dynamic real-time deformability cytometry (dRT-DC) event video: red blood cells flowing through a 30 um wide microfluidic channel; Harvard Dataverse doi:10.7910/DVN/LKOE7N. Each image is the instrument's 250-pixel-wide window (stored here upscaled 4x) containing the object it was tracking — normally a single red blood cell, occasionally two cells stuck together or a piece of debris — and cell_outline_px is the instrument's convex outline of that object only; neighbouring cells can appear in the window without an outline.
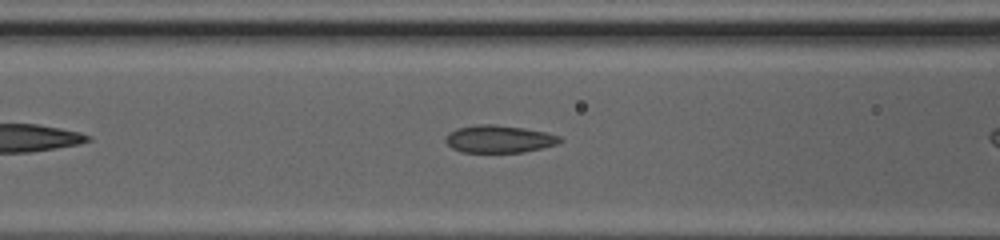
{"species": "common noctule bat (a hibernating species)", "species_latin": "Nyctalus noctula", "temperature_condition": "cold", "stored_images_in_passage": 8, "camera_frame_rate_fps": 3000, "um_per_image_px": 0.085, "animal": {"sex": "female", "body_mass_g": 20.0, "forearm_length_mm": 54.0}, "frame": {"image": 1, "passage_image": 6, "time_ms": 1.667, "image_size_px": [1000, 240], "cell_outline_px": [[564, 140], [560, 144], [524, 152], [460, 152], [452, 148], [444, 140], [444, 136], [448, 132], [456, 128], [476, 124], [496, 124], [524, 128], [544, 132], [560, 136]], "centroid_in_image_um": [42.41, 11.81], "position_along_channel_um": 124.2, "area_um2": 18.61}}